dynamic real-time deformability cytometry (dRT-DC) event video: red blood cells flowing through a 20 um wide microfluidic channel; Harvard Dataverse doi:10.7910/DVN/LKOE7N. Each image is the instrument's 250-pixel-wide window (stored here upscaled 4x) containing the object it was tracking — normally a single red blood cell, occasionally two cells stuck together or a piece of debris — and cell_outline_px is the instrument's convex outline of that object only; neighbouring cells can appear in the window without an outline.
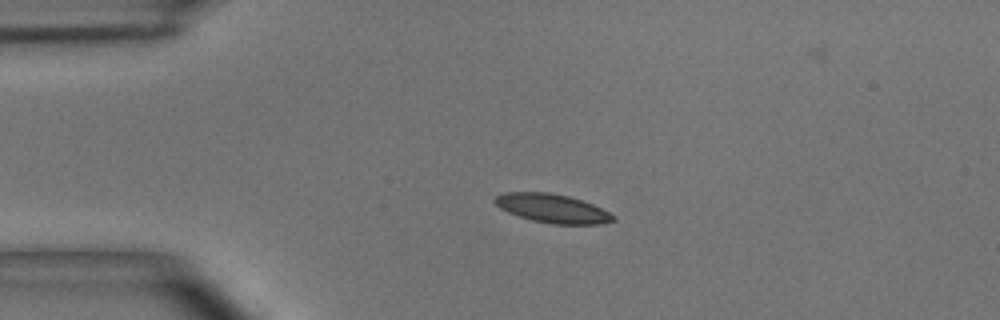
{"species": "common noctule bat (a hibernating species)", "species_latin": "Nyctalus noctula", "temperature_condition": "room temperature", "stored_images_in_passage": 4, "camera_frame_rate_fps": 3000, "um_per_image_px": 0.085, "animal": {"sex": "male", "body_mass_g": 15.6}, "frame": {"image": 1, "passage_image": 3, "time_ms": 2.333, "image_size_px": [1000, 320], "cell_outline_px": [[616, 220], [604, 224], [552, 224], [532, 220], [508, 212], [500, 208], [492, 200], [496, 196], [504, 192], [548, 192], [568, 196], [592, 204], [616, 216]], "centroid_in_image_um": [46.95, 17.72], "position_along_channel_um": 38.0, "area_um2": 19.77}}